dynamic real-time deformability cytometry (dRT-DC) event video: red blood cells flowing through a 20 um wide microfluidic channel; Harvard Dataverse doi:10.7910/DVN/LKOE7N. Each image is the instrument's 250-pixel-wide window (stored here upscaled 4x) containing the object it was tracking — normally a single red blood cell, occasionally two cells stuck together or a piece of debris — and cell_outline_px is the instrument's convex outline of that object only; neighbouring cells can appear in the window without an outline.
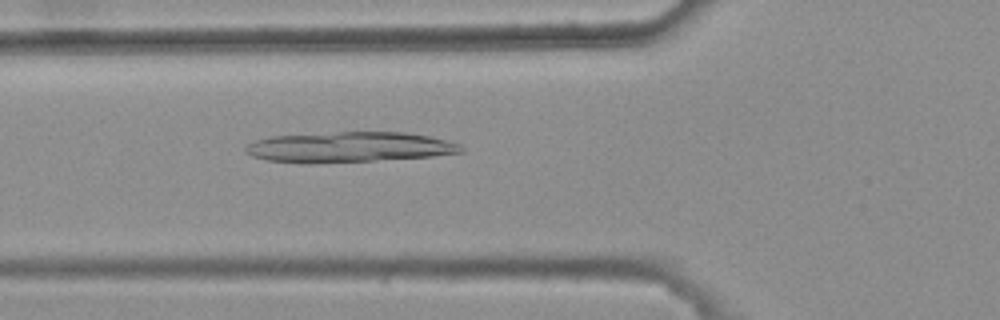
{"species": "common noctule bat (a hibernating species)", "species_latin": "Nyctalus noctula", "temperature_condition": "warm", "stored_images_in_passage": 6, "camera_frame_rate_fps": 3000, "um_per_image_px": 0.085, "animal": {"sex": "female", "body_mass_g": 25.1}, "frame": {"image": 1, "passage_image": 6, "time_ms": 1.667, "image_size_px": [1000, 320], "cell_outline_px": [[464, 152], [432, 156], [372, 160], [304, 164], [268, 160], [252, 156], [244, 152], [244, 148], [248, 144], [256, 140], [268, 136], [340, 132], [404, 132], [428, 136], [460, 144], [464, 148]], "centroid_in_image_um": [29.63, 12.5], "position_along_channel_um": 96.2, "area_um2": 38.03}}